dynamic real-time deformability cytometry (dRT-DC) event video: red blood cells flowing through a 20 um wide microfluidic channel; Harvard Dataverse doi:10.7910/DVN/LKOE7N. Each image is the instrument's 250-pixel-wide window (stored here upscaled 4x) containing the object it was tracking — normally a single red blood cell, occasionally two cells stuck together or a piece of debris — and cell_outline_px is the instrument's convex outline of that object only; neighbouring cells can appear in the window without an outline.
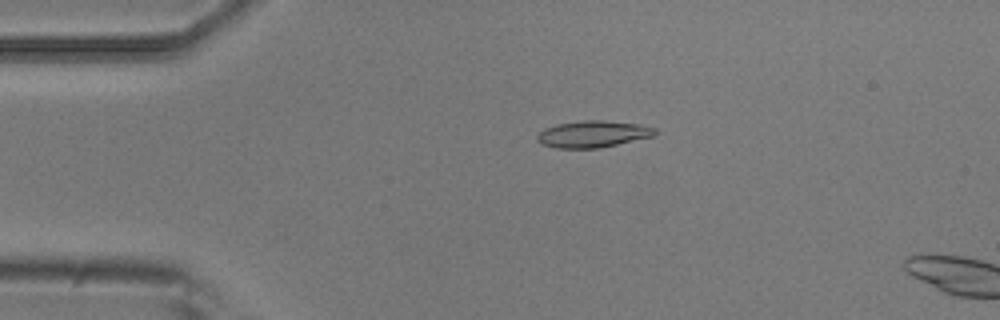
{"species": "common noctule bat (a hibernating species)", "species_latin": "Nyctalus noctula", "temperature_condition": "room temperature", "stored_images_in_passage": 4, "camera_frame_rate_fps": 3000, "um_per_image_px": 0.085, "animal": {"sex": "male", "body_mass_g": 20.5, "forearm_length_mm": 52.5}, "frame": {"image": 1, "passage_image": 3, "time_ms": 0.667, "image_size_px": [1000, 320], "cell_outline_px": [[656, 136], [600, 148], [556, 148], [544, 144], [536, 140], [536, 136], [544, 128], [556, 124], [584, 120], [604, 120], [640, 124], [656, 128]], "centroid_in_image_um": [50.43, 11.39], "position_along_channel_um": 34.6, "area_um2": 18.5}}